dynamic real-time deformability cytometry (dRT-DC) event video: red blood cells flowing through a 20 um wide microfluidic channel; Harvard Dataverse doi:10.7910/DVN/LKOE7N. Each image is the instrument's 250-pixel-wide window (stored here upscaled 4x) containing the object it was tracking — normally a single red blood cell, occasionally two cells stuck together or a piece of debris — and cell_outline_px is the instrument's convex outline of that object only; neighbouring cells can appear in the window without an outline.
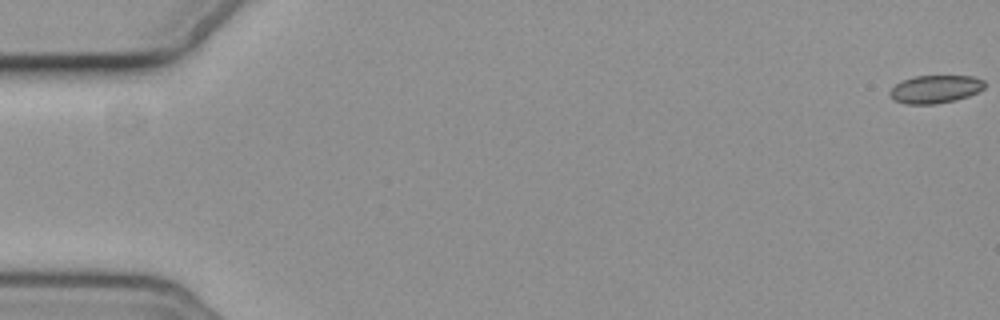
{"species": "common noctule bat (a hibernating species)", "species_latin": "Nyctalus noctula", "temperature_condition": "cold", "stored_images_in_passage": 5, "camera_frame_rate_fps": 3000, "um_per_image_px": 0.085, "animal": {"sex": "female", "body_mass_g": 19.3, "forearm_length_mm": 54.1}, "frame": {"image": 1, "passage_image": 1, "time_ms": 0.0, "image_size_px": [1000, 320], "cell_outline_px": [[984, 88], [968, 96], [956, 100], [936, 104], [904, 104], [896, 100], [888, 92], [896, 84], [904, 80], [916, 76], [972, 76], [984, 80]], "centroid_in_image_um": [79.51, 7.58], "position_along_channel_um": 5.5, "area_um2": 15.26}}